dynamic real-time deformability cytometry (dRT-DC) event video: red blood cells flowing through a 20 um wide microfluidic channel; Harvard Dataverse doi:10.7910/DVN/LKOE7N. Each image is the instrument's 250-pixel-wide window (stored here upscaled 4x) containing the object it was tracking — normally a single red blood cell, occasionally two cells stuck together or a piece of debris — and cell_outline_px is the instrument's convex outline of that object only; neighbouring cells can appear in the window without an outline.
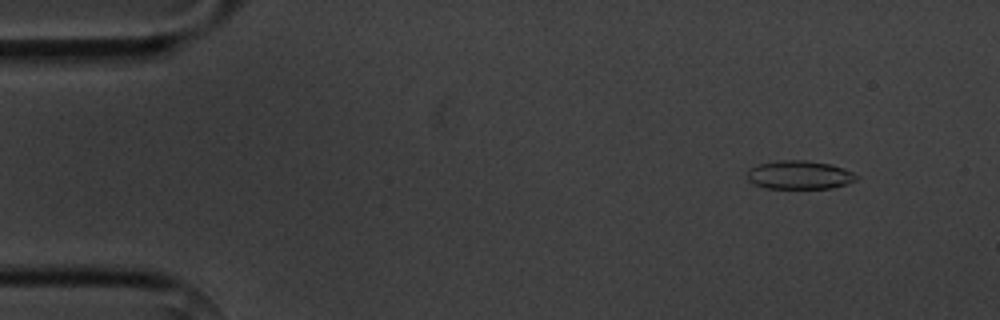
{"species": "common noctule bat (a hibernating species)", "species_latin": "Nyctalus noctula", "temperature_condition": "cold", "stored_images_in_passage": 5, "segment_of_instrument_passage": [1, 2], "camera_frame_rate_fps": 3000, "um_per_image_px": 0.085, "animal": {"sex": "male", "body_mass_g": 20.1, "forearm_length_mm": 53.5}, "frame": {"image": 1, "passage_image": 1, "time_ms": 0.0, "image_size_px": [1000, 320], "cell_outline_px": [[860, 176], [856, 180], [848, 184], [832, 188], [764, 188], [748, 180], [748, 168], [760, 164], [780, 160], [808, 160], [832, 164], [844, 168]], "centroid_in_image_um": [68.0, 14.86], "position_along_channel_um": 17.0, "area_um2": 18.26}}